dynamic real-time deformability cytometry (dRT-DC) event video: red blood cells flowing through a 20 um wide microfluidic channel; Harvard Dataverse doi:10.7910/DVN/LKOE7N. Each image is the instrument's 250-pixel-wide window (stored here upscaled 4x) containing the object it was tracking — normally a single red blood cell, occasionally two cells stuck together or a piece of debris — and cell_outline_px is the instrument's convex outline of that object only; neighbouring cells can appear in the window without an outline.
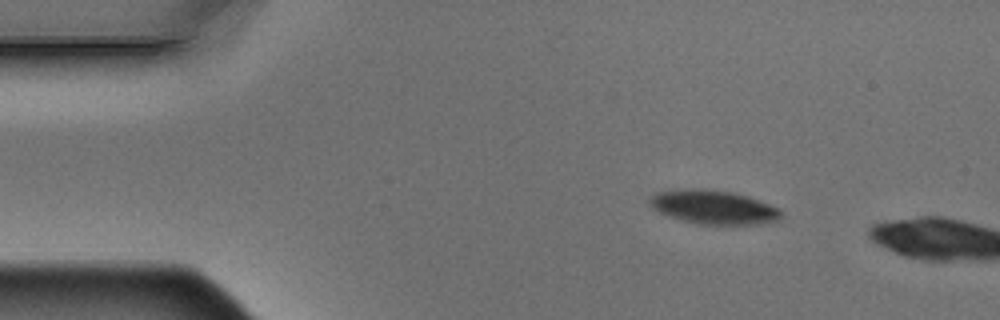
{"species": "Egyptian fruit bat (a non-hibernating species)", "species_latin": "Rousettus aegyptiacus", "temperature_condition": "warm", "stored_images_in_passage": 4, "camera_frame_rate_fps": 3000, "um_per_image_px": 0.085, "animal": {"sex": "male"}, "frame": {"image": 1, "passage_image": 1, "time_ms": 0.0, "image_size_px": [1000, 320], "cell_outline_px": [[780, 220], [756, 224], [696, 224], [680, 220], [668, 216], [652, 208], [648, 200], [656, 192], [704, 188], [732, 192], [748, 196], [760, 200], [776, 208], [780, 212]], "centroid_in_image_um": [60.62, 17.61], "position_along_channel_um": 24.4, "area_um2": 25.66}}